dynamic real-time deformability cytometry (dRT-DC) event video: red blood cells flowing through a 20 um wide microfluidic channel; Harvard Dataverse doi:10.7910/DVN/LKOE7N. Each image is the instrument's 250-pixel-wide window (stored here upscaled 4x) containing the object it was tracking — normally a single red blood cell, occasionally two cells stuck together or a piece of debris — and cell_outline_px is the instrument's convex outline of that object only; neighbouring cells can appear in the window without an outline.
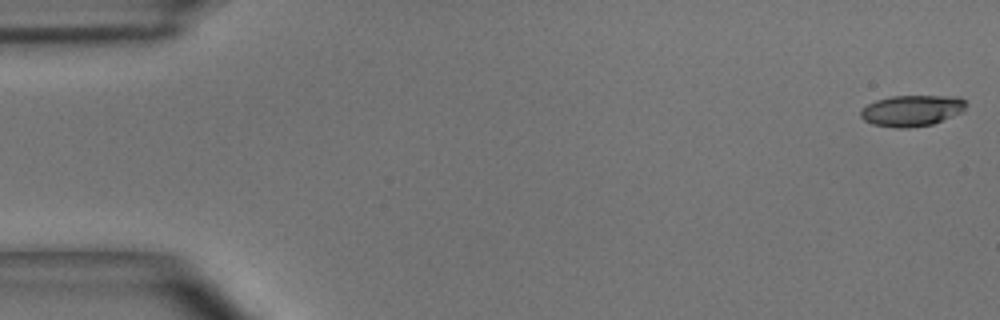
{"species": "common noctule bat (a hibernating species)", "species_latin": "Nyctalus noctula", "temperature_condition": "room temperature", "stored_images_in_passage": 49, "camera_frame_rate_fps": 3000, "um_per_image_px": 0.085, "animal": {"sex": "male", "body_mass_g": 15.6}, "frame": {"image": 1, "passage_image": 1, "time_ms": 0.0, "image_size_px": [1000, 320], "cell_outline_px": [[968, 104], [960, 112], [932, 124], [908, 128], [896, 128], [872, 124], [864, 120], [860, 116], [860, 112], [868, 104], [876, 100], [892, 96], [960, 96]], "centroid_in_image_um": [77.49, 9.39], "position_along_channel_um": 7.5, "area_um2": 18.96}}
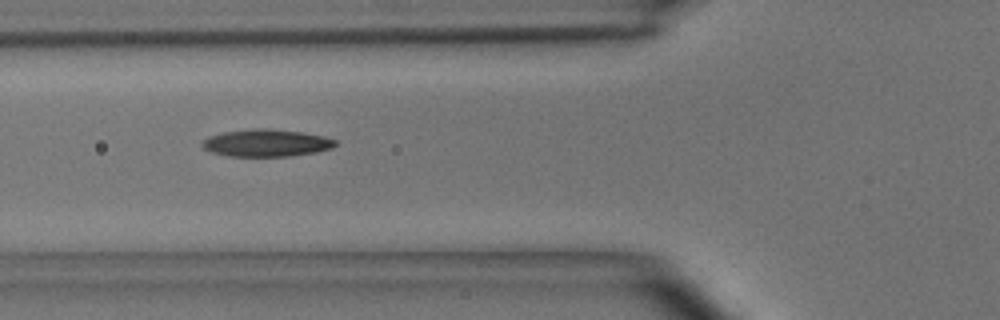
{"frame": {"image": 2, "passage_image": 18, "time_ms": 5.667, "image_size_px": [1000, 320], "cell_outline_px": [[336, 144], [332, 148], [316, 152], [292, 156], [228, 156], [212, 152], [204, 148], [200, 144], [208, 136], [224, 132], [252, 128], [268, 128], [304, 132], [324, 136], [336, 140]], "centroid_in_image_um": [22.65, 12.14], "position_along_channel_um": 103.2, "area_um2": 21.27}}
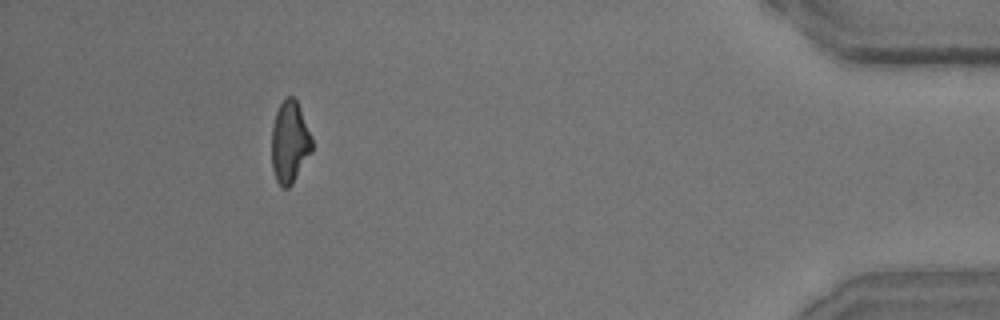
{"frame": {"image": 3, "passage_image": 45, "time_ms": 14.667, "image_size_px": [1000, 320], "cell_outline_px": [[312, 152], [292, 184], [288, 188], [284, 188], [276, 180], [272, 168], [272, 124], [276, 112], [284, 96], [296, 96], [312, 136]], "centroid_in_image_um": [24.64, 12.03], "position_along_channel_um": 410.6, "area_um2": 19.59}, "authors_computed_cell_mechanics": {"area_um2": 20.2878, "velocity_mm_per_s": 4.0578, "shape_relaxation_time_tau1_ms": 8.1599, "shape_relaxation_time_tau2_ms": 3.4779, "deformation_change_tau1": 0.2145, "deformation_change_tau2": 0.1264}}